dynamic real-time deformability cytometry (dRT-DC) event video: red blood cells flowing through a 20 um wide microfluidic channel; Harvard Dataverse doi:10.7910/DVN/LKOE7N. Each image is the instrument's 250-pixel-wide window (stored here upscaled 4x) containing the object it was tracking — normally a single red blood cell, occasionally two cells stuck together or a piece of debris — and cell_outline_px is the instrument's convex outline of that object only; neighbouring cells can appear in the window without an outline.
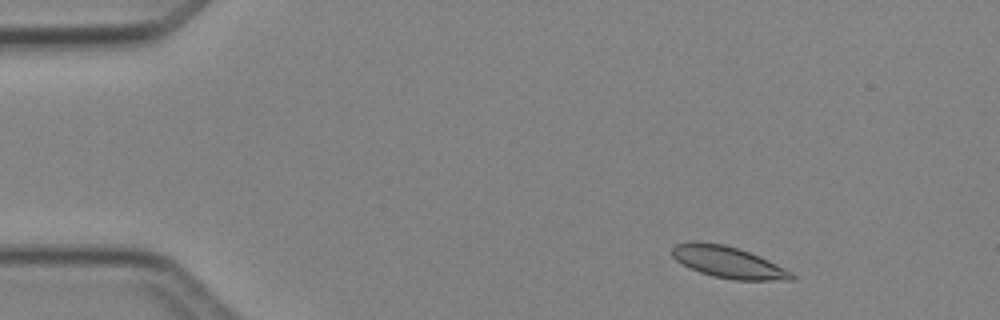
{"species": "Egyptian fruit bat (a non-hibernating species)", "species_latin": "Rousettus aegyptiacus", "temperature_condition": "cold", "stored_images_in_passage": 5, "camera_frame_rate_fps": 3000, "um_per_image_px": 0.085, "animal": {"sex": "female"}, "frame": {"image": 1, "passage_image": 2, "time_ms": 1.0, "image_size_px": [1000, 320], "cell_outline_px": [[796, 276], [792, 280], [732, 280], [712, 276], [700, 272], [676, 260], [672, 256], [672, 248], [676, 244], [692, 240], [724, 244], [760, 256], [792, 272]], "centroid_in_image_um": [61.89, 22.28], "position_along_channel_um": 23.1, "area_um2": 21.91}}